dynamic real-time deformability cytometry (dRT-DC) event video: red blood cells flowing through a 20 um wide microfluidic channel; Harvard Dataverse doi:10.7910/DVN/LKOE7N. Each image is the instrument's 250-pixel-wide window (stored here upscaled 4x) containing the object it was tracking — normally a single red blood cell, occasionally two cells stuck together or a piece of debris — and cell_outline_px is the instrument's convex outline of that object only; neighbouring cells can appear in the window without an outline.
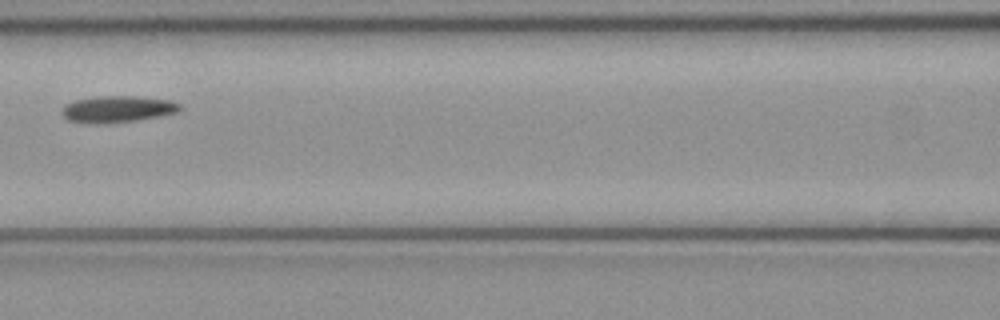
{"species": "common noctule bat (a hibernating species)", "species_latin": "Nyctalus noctula", "temperature_condition": "cold", "stored_images_in_passage": 3, "camera_frame_rate_fps": 3000, "um_per_image_px": 0.085, "animal": {"sex": "female", "body_mass_g": 21.9}, "frame": {"image": 1, "passage_image": 3, "time_ms": 0.667, "image_size_px": [1000, 320], "cell_outline_px": [[180, 112], [160, 116], [136, 120], [108, 124], [84, 124], [68, 120], [60, 112], [64, 104], [76, 100], [96, 96], [140, 96], [168, 100], [180, 104]], "centroid_in_image_um": [9.94, 9.29], "position_along_channel_um": 156.7, "area_um2": 18.61}}